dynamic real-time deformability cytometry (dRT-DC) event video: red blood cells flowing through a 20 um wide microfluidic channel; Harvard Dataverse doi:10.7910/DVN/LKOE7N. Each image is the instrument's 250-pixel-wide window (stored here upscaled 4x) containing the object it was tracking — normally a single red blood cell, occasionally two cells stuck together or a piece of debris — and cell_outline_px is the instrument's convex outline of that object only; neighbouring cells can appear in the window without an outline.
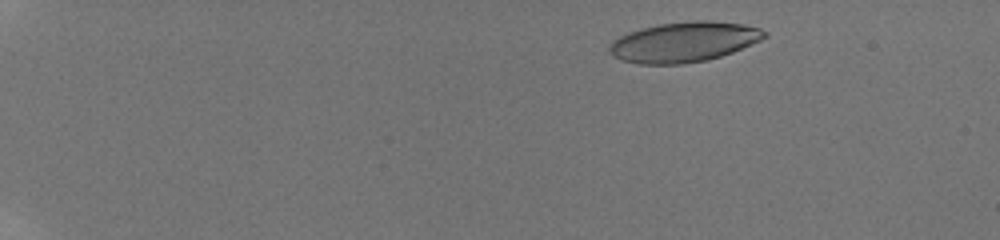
{"species": "human", "species_latin": "Homo sapiens", "temperature_condition": "room temperature", "stored_images_in_passage": 12, "camera_frame_rate_fps": 3000, "um_per_image_px": 0.085, "donor": {"sex": "male"}, "frame": {"image": 1, "passage_image": 3, "time_ms": 1.667, "image_size_px": [1000, 240], "cell_outline_px": [[768, 36], [760, 40], [732, 52], [720, 56], [704, 60], [684, 64], [640, 64], [620, 60], [612, 56], [608, 52], [608, 48], [612, 40], [628, 32], [640, 28], [660, 24], [688, 20], [712, 20], [744, 24], [760, 28], [768, 32]], "centroid_in_image_um": [58.11, 3.55], "position_along_channel_um": 26.9, "area_um2": 36.53}}
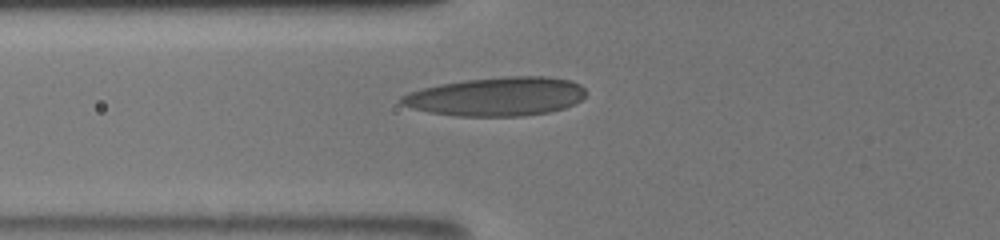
{"frame": {"image": 2, "passage_image": 9, "time_ms": 6.667, "image_size_px": [1000, 240], "cell_outline_px": [[588, 92], [580, 100], [564, 108], [548, 112], [520, 116], [456, 116], [428, 112], [412, 108], [400, 104], [400, 96], [408, 92], [440, 84], [464, 80], [504, 76], [548, 76], [572, 80], [580, 84]], "centroid_in_image_um": [42.21, 8.2], "position_along_channel_um": 83.6, "area_um2": 41.91}}
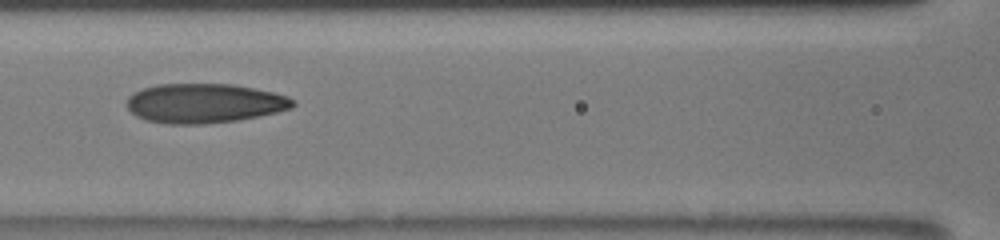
{"frame": {"image": 3, "passage_image": 11, "time_ms": 8.333, "image_size_px": [1000, 240], "cell_outline_px": [[296, 104], [292, 108], [260, 116], [240, 120], [204, 124], [164, 124], [144, 120], [136, 116], [128, 108], [128, 96], [132, 92], [156, 84], [232, 84], [272, 92], [288, 96]], "centroid_in_image_um": [17.35, 8.79], "position_along_channel_um": 149.3, "area_um2": 38.32}}